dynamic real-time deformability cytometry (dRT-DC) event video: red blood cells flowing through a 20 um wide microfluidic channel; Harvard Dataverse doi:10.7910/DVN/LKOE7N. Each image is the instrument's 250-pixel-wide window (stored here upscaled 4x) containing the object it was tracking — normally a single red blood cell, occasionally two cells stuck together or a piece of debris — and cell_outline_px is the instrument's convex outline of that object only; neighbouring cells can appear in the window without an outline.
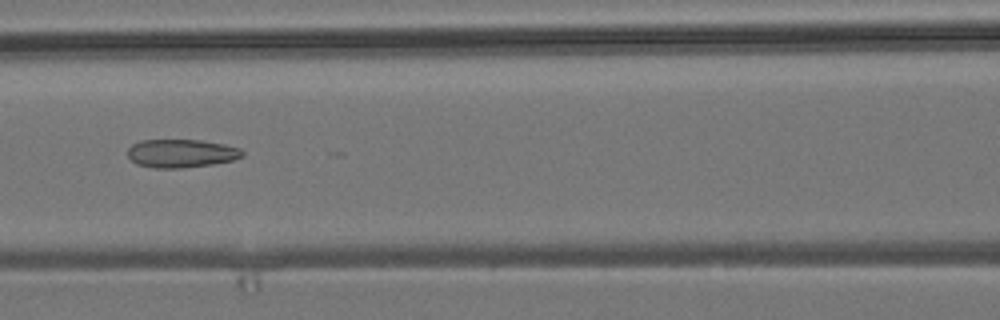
{"species": "common noctule bat (a hibernating species)", "species_latin": "Nyctalus noctula", "temperature_condition": "room temperature", "stored_images_in_passage": 5, "camera_frame_rate_fps": 3000, "um_per_image_px": 0.085, "animal": {"sex": "male", "body_mass_g": 19.2, "forearm_length_mm": 51.8}, "frame": {"image": 1, "passage_image": 5, "time_ms": 4.333, "image_size_px": [1000, 320], "cell_outline_px": [[244, 156], [232, 160], [212, 164], [180, 168], [152, 168], [136, 164], [128, 156], [128, 148], [132, 144], [140, 140], [200, 140], [224, 144], [240, 148], [244, 152]], "centroid_in_image_um": [15.4, 13.03], "position_along_channel_um": 151.2, "area_um2": 18.96}}